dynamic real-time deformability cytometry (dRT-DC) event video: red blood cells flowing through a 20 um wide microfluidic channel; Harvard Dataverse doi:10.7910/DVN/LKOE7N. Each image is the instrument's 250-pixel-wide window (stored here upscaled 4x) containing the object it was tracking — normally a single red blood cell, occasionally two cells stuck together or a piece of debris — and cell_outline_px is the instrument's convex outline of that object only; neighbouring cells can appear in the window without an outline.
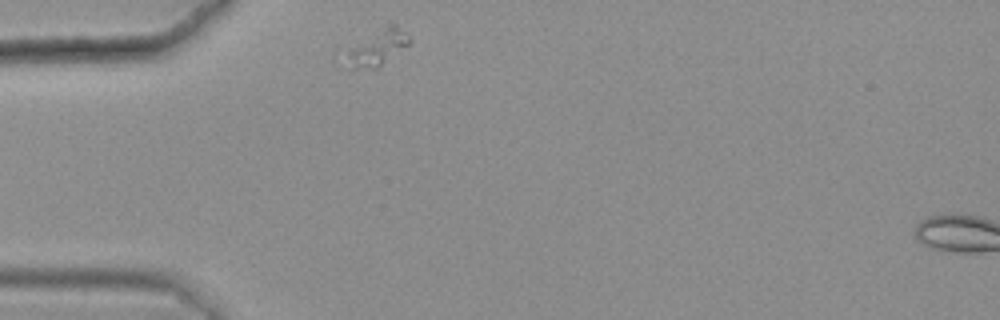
{"species": "common noctule bat (a hibernating species)", "species_latin": "Nyctalus noctula", "temperature_condition": "warm", "stored_images_in_passage": 43, "camera_frame_rate_fps": 3000, "um_per_image_px": 0.085, "animal": {"sex": "female", "body_mass_g": 25.1}, "frame": {"image": 1, "passage_image": 1, "time_ms": 0.0, "image_size_px": [1000, 320], "cell_outline_px": [[412, 40], [408, 44], [376, 68], [348, 68], [348, 52], [388, 20], [392, 20]], "centroid_in_image_um": [32.16, 3.97], "position_along_channel_um": 52.8, "area_um2": 12.6}}
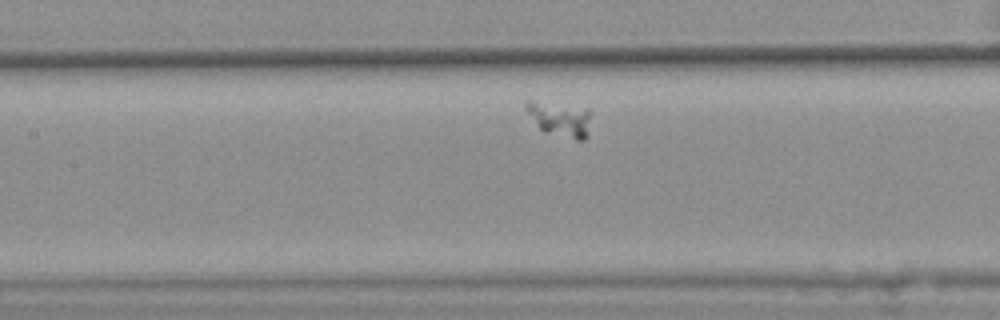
{"frame": {"image": 2, "passage_image": 12, "time_ms": 3.667, "image_size_px": [1000, 320], "cell_outline_px": [[588, 136], [584, 140], [576, 140], [544, 132], [540, 128], [524, 108], [524, 104], [528, 100], [588, 108]], "centroid_in_image_um": [47.58, 10.13], "position_along_channel_um": 159.8, "area_um2": 12.89}}
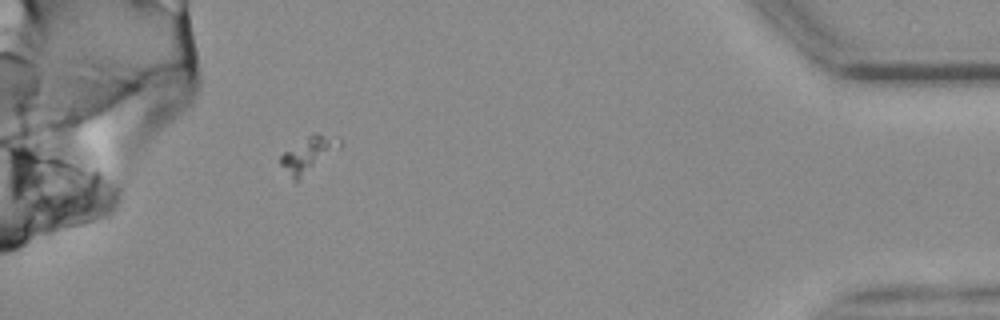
{"frame": {"image": 3, "passage_image": 40, "time_ms": 13.0, "image_size_px": [1000, 320], "cell_outline_px": [[340, 148], [296, 180], [292, 180], [280, 164], [280, 156], [284, 152], [308, 136], [316, 132], [340, 140]], "centroid_in_image_um": [26.18, 13.12], "position_along_channel_um": 409.0, "area_um2": 11.5}}